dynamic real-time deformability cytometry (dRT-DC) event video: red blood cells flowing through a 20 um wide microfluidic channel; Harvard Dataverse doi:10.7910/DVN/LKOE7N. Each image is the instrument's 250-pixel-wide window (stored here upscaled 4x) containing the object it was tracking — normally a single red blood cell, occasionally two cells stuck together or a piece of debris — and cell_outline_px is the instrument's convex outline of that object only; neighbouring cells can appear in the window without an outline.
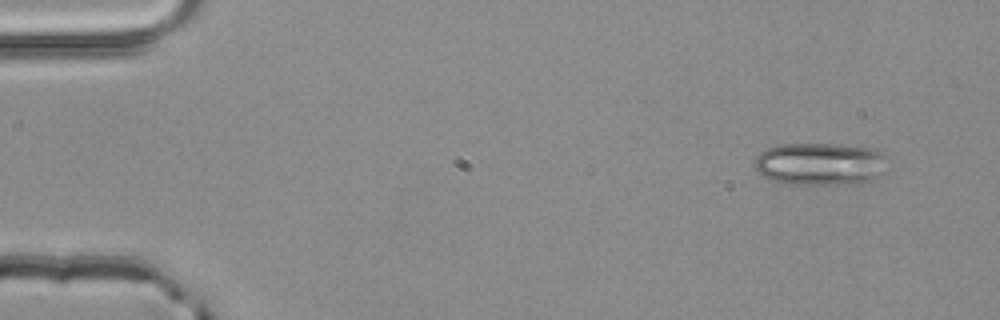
{"species": "common noctule bat (a hibernating species)", "species_latin": "Nyctalus noctula", "temperature_condition": "room temperature", "stored_images_in_passage": 3, "camera_frame_rate_fps": 3000, "um_per_image_px": 0.085, "animal": {"sex": "male", "body_mass_g": 20.4}, "frame": {"image": 1, "passage_image": 1, "time_ms": 0.0, "image_size_px": [1000, 320], "cell_outline_px": [[884, 172], [860, 184], [788, 184], [768, 180], [756, 172], [752, 164], [756, 156], [760, 152], [768, 148], [780, 144], [836, 144], [876, 148], [884, 156]], "centroid_in_image_um": [69.63, 13.94], "position_along_channel_um": 15.4, "area_um2": 33.35}}